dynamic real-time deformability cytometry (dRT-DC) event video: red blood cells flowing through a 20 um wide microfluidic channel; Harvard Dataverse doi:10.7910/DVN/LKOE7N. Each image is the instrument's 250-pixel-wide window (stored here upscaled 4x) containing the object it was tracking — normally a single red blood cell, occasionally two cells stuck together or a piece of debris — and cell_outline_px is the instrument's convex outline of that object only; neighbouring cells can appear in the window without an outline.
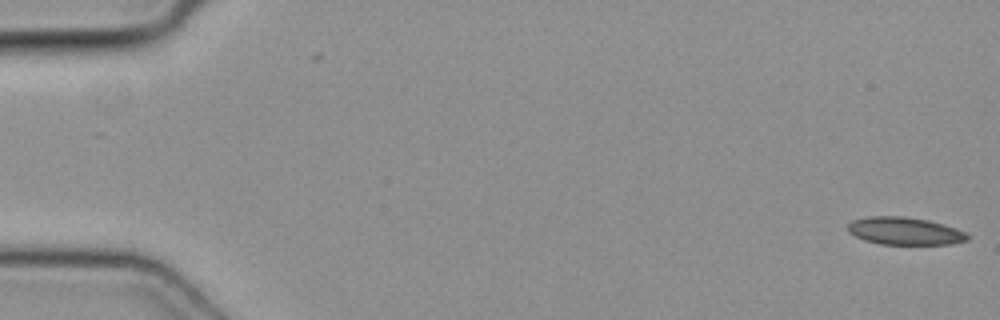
{"species": "common noctule bat (a hibernating species)", "species_latin": "Nyctalus noctula", "temperature_condition": "cold", "stored_images_in_passage": 3, "camera_frame_rate_fps": 3000, "um_per_image_px": 0.085, "animal": {"sex": "female", "body_mass_g": 19.3, "forearm_length_mm": 54.1}, "frame": {"image": 1, "passage_image": 3, "time_ms": 0.667, "image_size_px": [1000, 320], "cell_outline_px": [[968, 240], [948, 244], [880, 244], [864, 240], [848, 232], [848, 224], [852, 220], [868, 216], [904, 216], [928, 220], [956, 228], [964, 232], [968, 236]], "centroid_in_image_um": [76.87, 19.63], "position_along_channel_um": 8.1, "area_um2": 19.13}}